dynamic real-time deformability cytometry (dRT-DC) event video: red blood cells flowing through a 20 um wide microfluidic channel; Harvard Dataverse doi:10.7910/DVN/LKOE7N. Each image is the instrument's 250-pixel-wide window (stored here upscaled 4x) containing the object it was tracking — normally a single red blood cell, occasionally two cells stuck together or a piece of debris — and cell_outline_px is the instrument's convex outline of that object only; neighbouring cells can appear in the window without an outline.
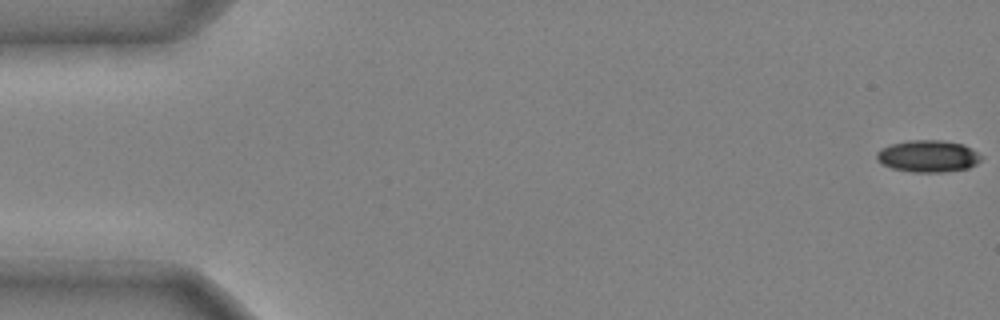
{"species": "common noctule bat (a hibernating species)", "species_latin": "Nyctalus noctula", "temperature_condition": "cold", "stored_images_in_passage": 47, "camera_frame_rate_fps": 3000, "um_per_image_px": 0.085, "animal": {"sex": "male", "body_mass_g": 20.4}, "frame": {"image": 1, "passage_image": 1, "time_ms": 0.0, "image_size_px": [1000, 320], "cell_outline_px": [[984, 156], [976, 164], [968, 168], [944, 172], [912, 172], [892, 168], [880, 164], [876, 160], [876, 152], [880, 148], [892, 144], [908, 140], [944, 140], [964, 144]], "centroid_in_image_um": [78.87, 13.27], "position_along_channel_um": 6.1, "area_um2": 19.71}}
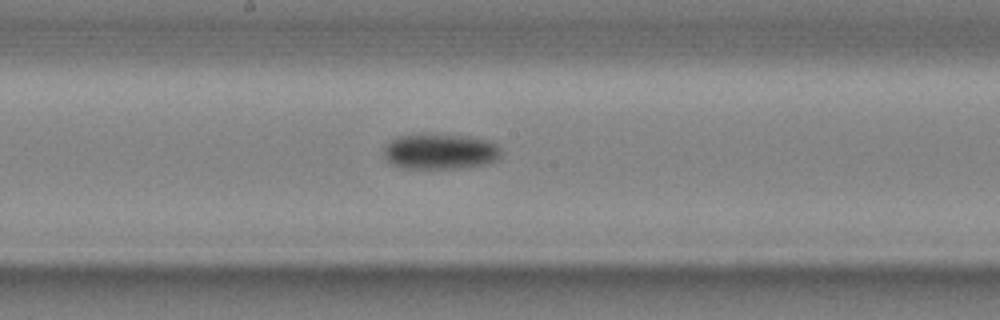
{"frame": {"image": 2, "passage_image": 27, "time_ms": 8.667, "image_size_px": [1000, 320], "cell_outline_px": [[500, 156], [496, 160], [484, 164], [464, 168], [404, 168], [392, 164], [384, 156], [384, 148], [396, 136], [424, 132], [468, 136], [492, 140], [500, 148]], "centroid_in_image_um": [37.42, 12.84], "position_along_channel_um": 210.8, "area_um2": 24.8}}
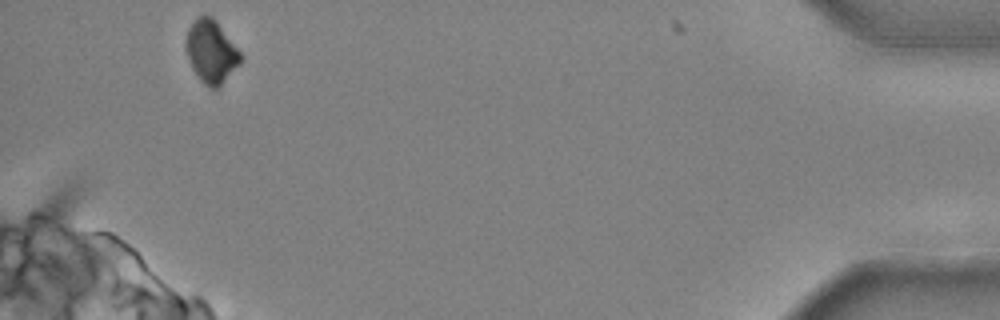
{"frame": {"image": 3, "passage_image": 47, "time_ms": 15.333, "image_size_px": [1000, 320], "cell_outline_px": [[240, 64], [216, 88], [208, 88], [200, 80], [192, 68], [184, 44], [188, 28], [196, 16], [204, 12], [212, 16], [216, 20], [240, 52]], "centroid_in_image_um": [17.91, 4.32], "position_along_channel_um": 417.3, "area_um2": 19.94}, "authors_computed_cell_mechanics": {"area_um2": 22.9466, "velocity_mm_per_s": 3.9882, "shape_relaxation_time_tau1_ms": 5.0406, "shape_relaxation_time_tau2_ms": null, "deformation_change_tau1": 0.1448, "deformation_change_tau2": null}}